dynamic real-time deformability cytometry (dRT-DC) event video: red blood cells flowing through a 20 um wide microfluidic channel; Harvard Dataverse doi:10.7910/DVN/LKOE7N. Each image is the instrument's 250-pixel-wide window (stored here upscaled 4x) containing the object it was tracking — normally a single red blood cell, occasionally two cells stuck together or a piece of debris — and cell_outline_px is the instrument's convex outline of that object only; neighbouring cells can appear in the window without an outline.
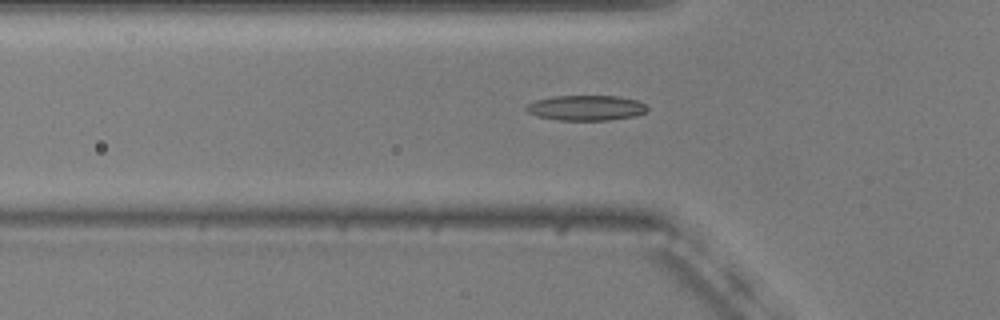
{"species": "common noctule bat (a hibernating species)", "species_latin": "Nyctalus noctula", "temperature_condition": "warm", "stored_images_in_passage": 54, "camera_frame_rate_fps": 3000, "um_per_image_px": 0.085, "animal": {"sex": "male", "body_mass_g": 20.5, "forearm_length_mm": 52.5}, "frame": {"image": 1, "passage_image": 18, "time_ms": 5.667, "image_size_px": [1000, 320], "cell_outline_px": [[648, 108], [644, 112], [636, 116], [608, 120], [556, 120], [536, 116], [528, 112], [524, 108], [528, 104], [536, 100], [552, 96], [616, 96], [636, 100], [644, 104]], "centroid_in_image_um": [49.78, 9.17], "position_along_channel_um": 76.0, "area_um2": 17.74}}
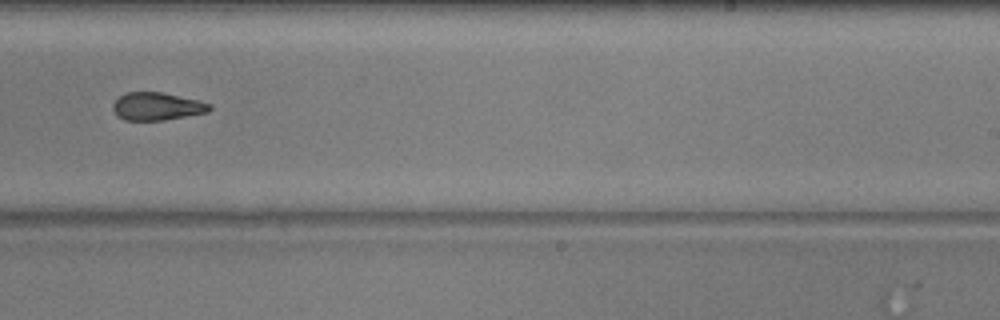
{"frame": {"image": 2, "passage_image": 34, "time_ms": 11.0, "image_size_px": [1000, 320], "cell_outline_px": [[212, 108], [208, 112], [164, 120], [124, 120], [116, 116], [112, 108], [112, 104], [120, 96], [128, 92], [164, 92], [200, 100], [212, 104]], "centroid_in_image_um": [13.36, 9.04], "position_along_channel_um": 275.6, "area_um2": 15.84}}
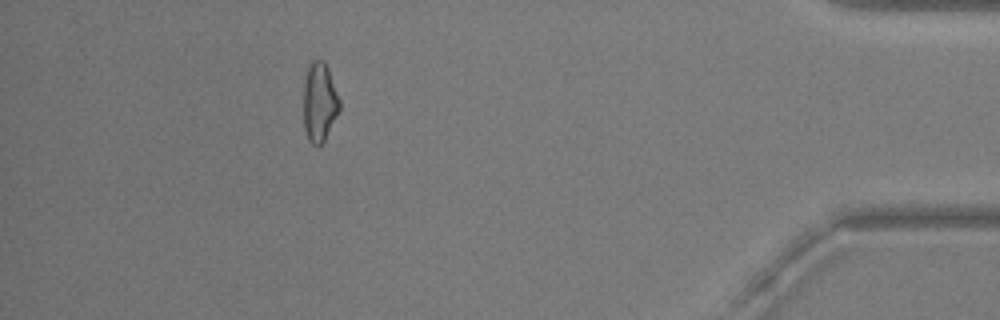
{"frame": {"image": 3, "passage_image": 49, "time_ms": 16.0, "image_size_px": [1000, 320], "cell_outline_px": [[340, 108], [324, 140], [320, 144], [312, 144], [308, 140], [304, 128], [304, 76], [308, 64], [312, 60], [324, 60], [328, 68], [340, 100]], "centroid_in_image_um": [27.14, 8.63], "position_along_channel_um": 408.1, "area_um2": 16.59}, "authors_computed_cell_mechanics": {"area_um2": 16.5886, "velocity_mm_per_s": 3.7279, "shape_relaxation_time_tau1_ms": null, "shape_relaxation_time_tau2_ms": 3.0312, "deformation_change_tau1": null, "deformation_change_tau2": 0.1112}}